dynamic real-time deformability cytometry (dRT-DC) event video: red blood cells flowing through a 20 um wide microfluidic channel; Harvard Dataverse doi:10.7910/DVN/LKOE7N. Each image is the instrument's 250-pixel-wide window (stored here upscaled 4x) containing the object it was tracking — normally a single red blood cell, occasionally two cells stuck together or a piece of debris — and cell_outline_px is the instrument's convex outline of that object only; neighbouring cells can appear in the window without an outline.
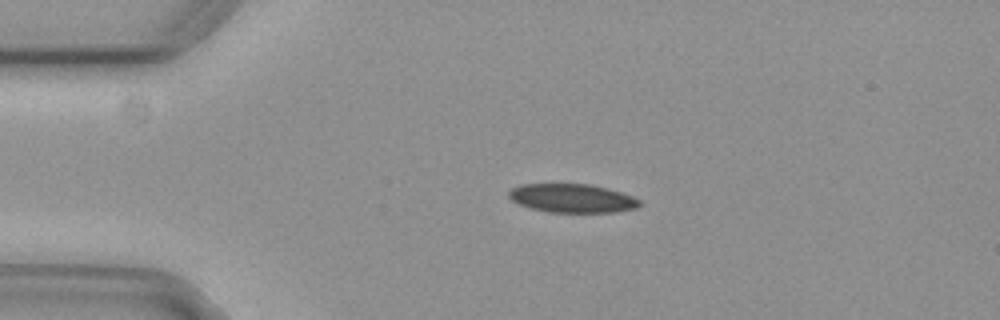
{"species": "common noctule bat (a hibernating species)", "species_latin": "Nyctalus noctula", "temperature_condition": "cold", "stored_images_in_passage": 44, "camera_frame_rate_fps": 3000, "um_per_image_px": 0.085, "animal": {"sex": "female", "body_mass_g": 29.2, "forearm_length_mm": 56.3}, "frame": {"image": 1, "passage_image": 1, "time_ms": 0.0, "image_size_px": [1000, 320], "cell_outline_px": [[640, 204], [636, 208], [616, 212], [548, 212], [532, 208], [520, 204], [512, 200], [508, 196], [508, 192], [512, 188], [520, 184], [588, 184], [608, 188], [632, 196], [640, 200]], "centroid_in_image_um": [48.63, 16.85], "position_along_channel_um": 36.4, "area_um2": 21.73}}
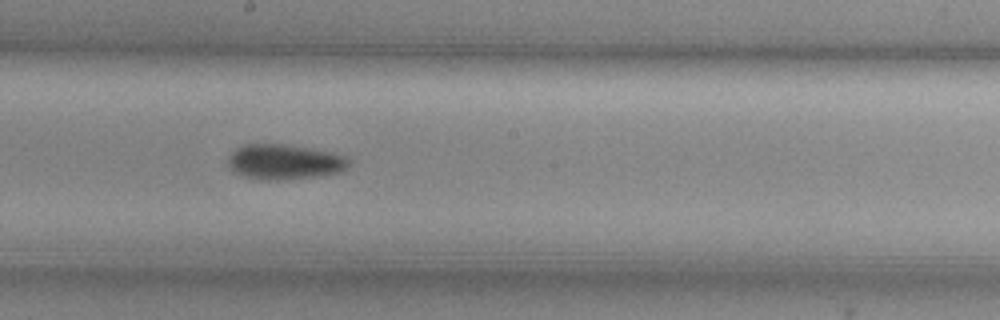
{"frame": {"image": 2, "passage_image": 19, "time_ms": 6.0, "image_size_px": [1000, 320], "cell_outline_px": [[348, 168], [340, 172], [316, 176], [276, 180], [260, 180], [240, 176], [232, 172], [228, 164], [228, 156], [236, 148], [244, 144], [280, 144], [308, 148], [332, 152], [344, 156], [348, 160]], "centroid_in_image_um": [24.11, 13.77], "position_along_channel_um": 224.1, "area_um2": 24.74}}
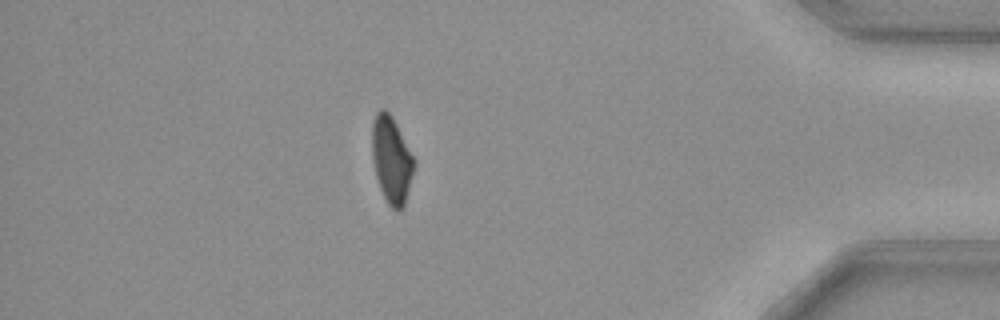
{"frame": {"image": 3, "passage_image": 37, "time_ms": 12.0, "image_size_px": [1000, 320], "cell_outline_px": [[416, 164], [404, 208], [400, 212], [396, 212], [388, 204], [380, 188], [376, 176], [372, 160], [372, 120], [376, 112], [380, 108], [384, 108], [392, 116], [416, 160]], "centroid_in_image_um": [33.29, 13.6], "position_along_channel_um": 401.9, "area_um2": 21.73}, "authors_computed_cell_mechanics": {"area_um2": 23.3801, "velocity_mm_per_s": 3.7232, "shape_relaxation_time_tau1_ms": 6.7225, "shape_relaxation_time_tau2_ms": null, "deformation_change_tau1": 0.1473, "deformation_change_tau2": null}}